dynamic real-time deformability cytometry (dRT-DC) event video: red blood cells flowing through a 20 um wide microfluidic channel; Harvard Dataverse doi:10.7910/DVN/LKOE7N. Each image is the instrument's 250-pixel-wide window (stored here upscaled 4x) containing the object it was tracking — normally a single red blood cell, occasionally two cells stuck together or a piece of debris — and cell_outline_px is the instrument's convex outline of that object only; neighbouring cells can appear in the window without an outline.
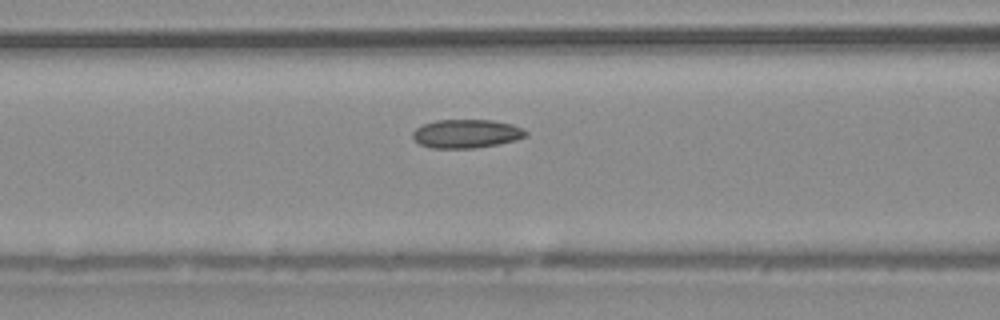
{"species": "common noctule bat (a hibernating species)", "species_latin": "Nyctalus noctula", "temperature_condition": "warm", "stored_images_in_passage": 31, "camera_frame_rate_fps": 3000, "um_per_image_px": 0.085, "animal": {"sex": "male", "body_mass_g": 20.4}, "frame": {"image": 1, "passage_image": 5, "time_ms": 1.333, "image_size_px": [1000, 320], "cell_outline_px": [[528, 136], [516, 140], [500, 144], [476, 148], [432, 148], [420, 144], [412, 136], [412, 132], [416, 128], [424, 124], [436, 120], [492, 120], [512, 124], [528, 132]], "centroid_in_image_um": [39.66, 11.37], "position_along_channel_um": 126.9, "area_um2": 18.9}}
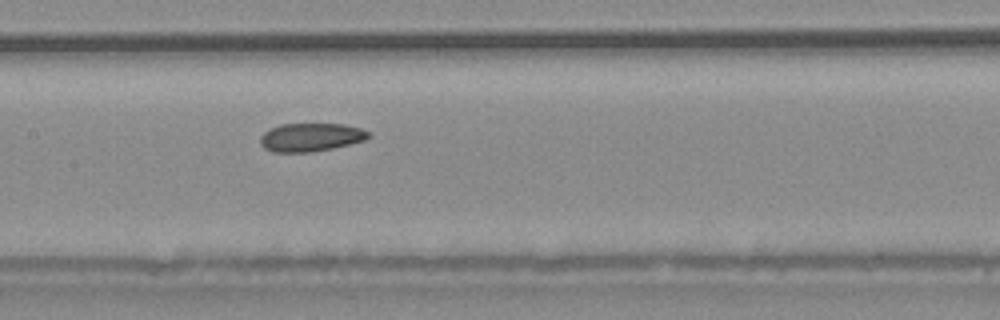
{"frame": {"image": 2, "passage_image": 9, "time_ms": 2.667, "image_size_px": [1000, 320], "cell_outline_px": [[372, 136], [364, 140], [332, 148], [312, 152], [272, 152], [264, 148], [260, 144], [260, 136], [264, 132], [280, 124], [344, 124], [360, 128], [372, 132]], "centroid_in_image_um": [26.42, 11.66], "position_along_channel_um": 181.0, "area_um2": 17.92}}
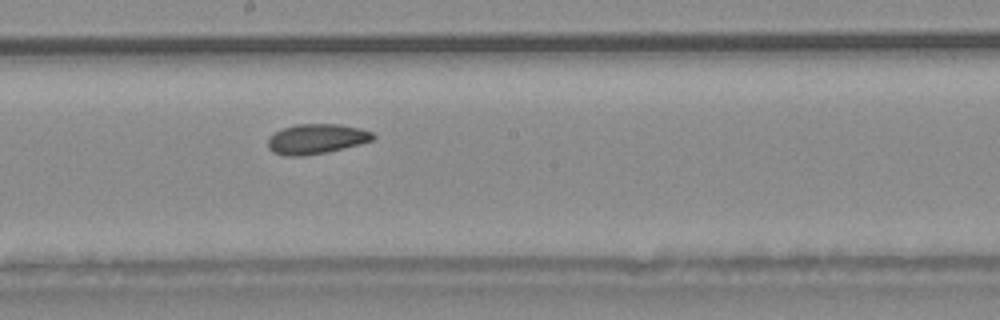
{"frame": {"image": 3, "passage_image": 12, "time_ms": 3.667, "image_size_px": [1000, 320], "cell_outline_px": [[376, 136], [372, 140], [324, 152], [304, 156], [284, 156], [272, 152], [268, 148], [268, 140], [276, 132], [284, 128], [296, 124], [340, 124], [360, 128], [372, 132]], "centroid_in_image_um": [26.86, 11.8], "position_along_channel_um": 221.3, "area_um2": 18.03}, "authors_computed_cell_mechanics": {"area_um2": 17.918, "velocity_mm_per_s": 4.0465, "shape_relaxation_time_tau1_ms": 8.8532, "shape_relaxation_time_tau2_ms": 4.6362, "deformation_change_tau1": 0.1514, "deformation_change_tau2": 0.0795}}